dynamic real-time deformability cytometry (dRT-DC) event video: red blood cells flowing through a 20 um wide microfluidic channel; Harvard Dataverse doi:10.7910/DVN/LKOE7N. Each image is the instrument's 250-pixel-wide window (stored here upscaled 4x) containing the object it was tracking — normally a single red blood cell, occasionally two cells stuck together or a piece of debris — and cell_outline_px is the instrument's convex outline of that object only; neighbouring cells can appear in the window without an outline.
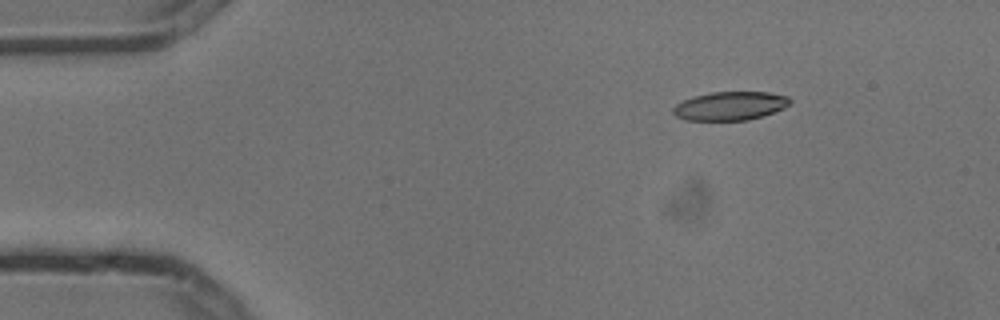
{"species": "common noctule bat (a hibernating species)", "species_latin": "Nyctalus noctula", "temperature_condition": "cold", "stored_images_in_passage": 5, "camera_frame_rate_fps": 3000, "um_per_image_px": 0.085, "animal": {"sex": "male", "body_mass_g": 13.3}, "frame": {"image": 1, "passage_image": 3, "time_ms": 0.667, "image_size_px": [1000, 320], "cell_outline_px": [[792, 100], [784, 108], [748, 120], [684, 120], [676, 116], [672, 112], [672, 108], [676, 104], [692, 96], [708, 92], [768, 92], [788, 96]], "centroid_in_image_um": [62.02, 8.99], "position_along_channel_um": 23.0, "area_um2": 19.48}}
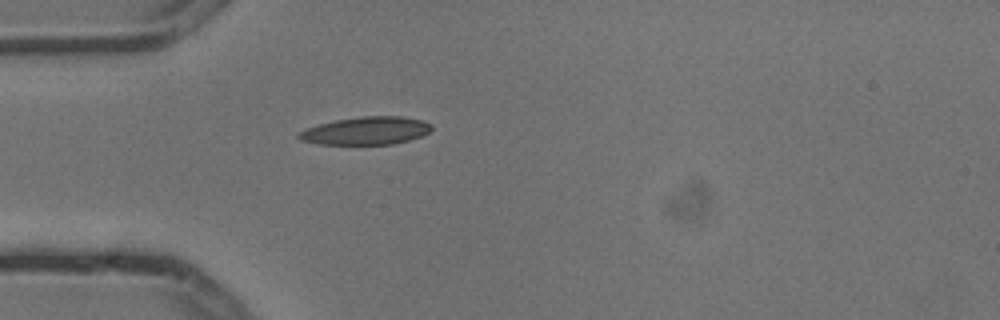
{"frame": {"image": 2, "passage_image": 5, "time_ms": 1.333, "image_size_px": [1000, 320], "cell_outline_px": [[432, 128], [428, 132], [420, 136], [408, 140], [392, 144], [316, 144], [300, 140], [296, 136], [304, 128], [336, 120], [360, 116], [400, 116], [424, 120], [432, 124]], "centroid_in_image_um": [31.1, 11.11], "position_along_channel_um": 53.9, "area_um2": 21.56}}